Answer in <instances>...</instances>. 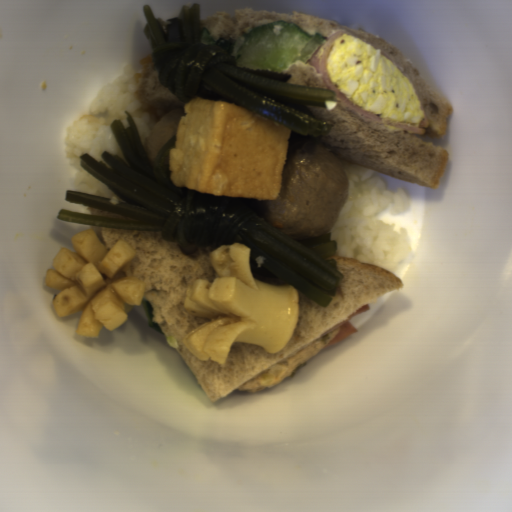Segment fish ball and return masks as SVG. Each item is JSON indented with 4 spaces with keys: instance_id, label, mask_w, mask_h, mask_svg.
<instances>
[{
    "instance_id": "obj_1",
    "label": "fish ball",
    "mask_w": 512,
    "mask_h": 512,
    "mask_svg": "<svg viewBox=\"0 0 512 512\" xmlns=\"http://www.w3.org/2000/svg\"><path fill=\"white\" fill-rule=\"evenodd\" d=\"M170 149V178L180 188L229 198L277 199L291 128L243 105L195 95L184 103Z\"/></svg>"
}]
</instances>
